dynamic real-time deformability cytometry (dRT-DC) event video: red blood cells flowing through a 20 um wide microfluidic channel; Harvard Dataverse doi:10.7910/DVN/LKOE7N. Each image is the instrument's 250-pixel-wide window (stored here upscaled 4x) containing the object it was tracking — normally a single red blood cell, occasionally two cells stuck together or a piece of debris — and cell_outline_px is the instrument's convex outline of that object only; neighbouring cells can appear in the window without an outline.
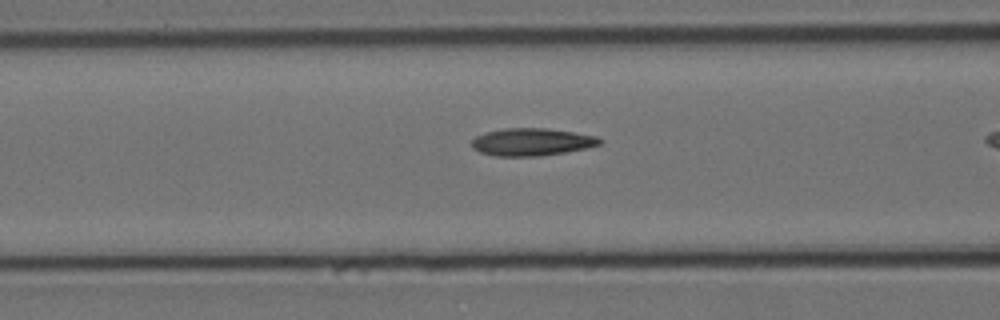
{"species": "Egyptian fruit bat (a non-hibernating species)", "species_latin": "Rousettus aegyptiacus", "temperature_condition": "cold", "stored_images_in_passage": 27, "camera_frame_rate_fps": 3000, "um_per_image_px": 0.085, "animal": {"sex": "female"}, "frame": {"image": 1, "passage_image": 5, "time_ms": 1.333, "image_size_px": [1000, 320], "cell_outline_px": [[604, 140], [600, 144], [588, 148], [540, 156], [496, 156], [480, 152], [472, 148], [472, 140], [476, 136], [484, 132], [504, 128], [548, 128], [596, 136]], "centroid_in_image_um": [45.19, 12.06], "position_along_channel_um": 121.4, "area_um2": 20.58}}
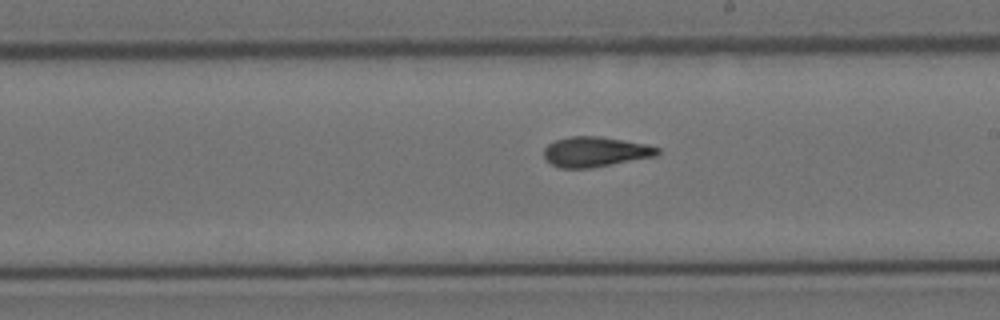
{"frame": {"image": 2, "passage_image": 15, "time_ms": 4.667, "image_size_px": [1000, 320], "cell_outline_px": [[660, 152], [656, 156], [592, 168], [560, 168], [552, 164], [544, 156], [544, 148], [548, 144], [556, 140], [572, 136], [600, 136], [648, 144], [660, 148]], "centroid_in_image_um": [50.63, 12.9], "position_along_channel_um": 238.4, "area_um2": 19.94}}
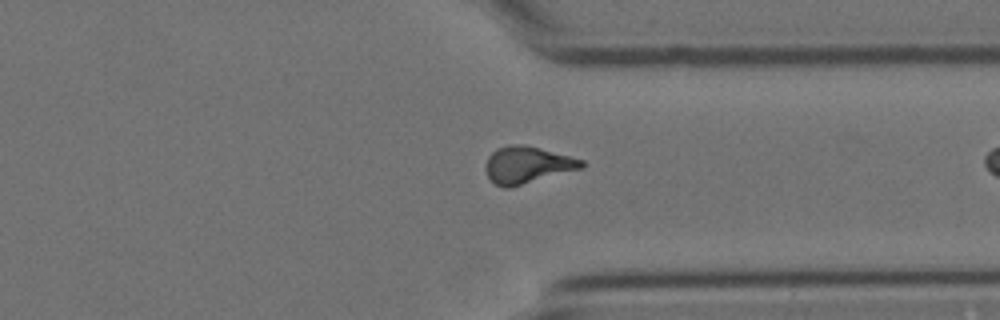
{"frame": {"image": 3, "passage_image": 26, "time_ms": 8.333, "image_size_px": [1000, 320], "cell_outline_px": [[584, 168], [508, 188], [504, 188], [496, 184], [488, 176], [484, 168], [488, 156], [496, 148], [508, 144], [524, 144], [540, 148], [584, 160]], "centroid_in_image_um": [44.81, 14.0], "position_along_channel_um": 366.6, "area_um2": 20.69}}